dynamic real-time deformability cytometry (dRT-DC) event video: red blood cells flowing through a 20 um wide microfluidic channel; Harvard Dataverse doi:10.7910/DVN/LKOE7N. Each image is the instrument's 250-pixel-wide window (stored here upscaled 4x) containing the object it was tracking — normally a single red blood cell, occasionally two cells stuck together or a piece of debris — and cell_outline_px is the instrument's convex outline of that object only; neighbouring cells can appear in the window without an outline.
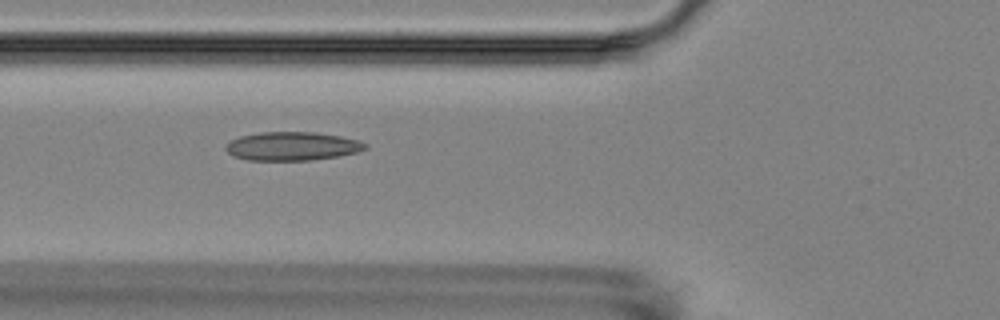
{"species": "Egyptian fruit bat (a non-hibernating species)", "species_latin": "Rousettus aegyptiacus", "temperature_condition": "room temperature", "stored_images_in_passage": 8, "camera_frame_rate_fps": 3000, "um_per_image_px": 0.085, "animal": {"sex": "female"}, "frame": {"image": 1, "passage_image": 6, "time_ms": 5.667, "image_size_px": [1000, 320], "cell_outline_px": [[368, 148], [356, 152], [340, 156], [312, 160], [248, 160], [232, 156], [224, 148], [224, 144], [228, 140], [240, 136], [260, 132], [316, 132], [340, 136], [360, 140], [368, 144]], "centroid_in_image_um": [24.82, 12.42], "position_along_channel_um": 101.0, "area_um2": 23.58}}
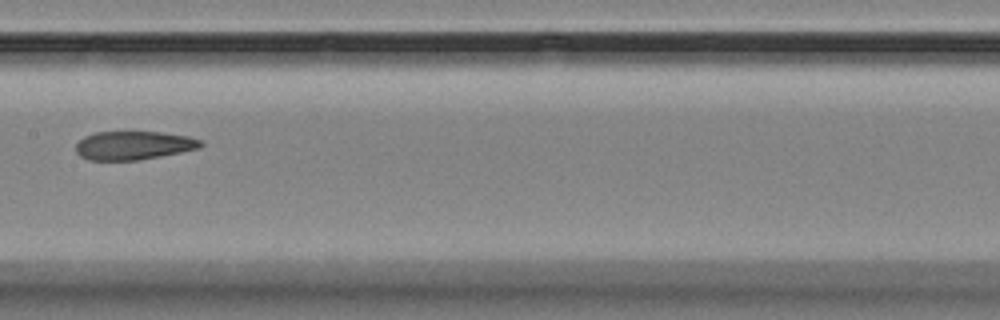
{"frame": {"image": 2, "passage_image": 8, "time_ms": 8.333, "image_size_px": [1000, 320], "cell_outline_px": [[204, 144], [200, 148], [160, 156], [136, 160], [88, 160], [80, 156], [76, 152], [76, 144], [84, 136], [96, 132], [160, 132], [188, 136], [200, 140]], "centroid_in_image_um": [11.34, 12.36], "position_along_channel_um": 196.1, "area_um2": 20.69}}